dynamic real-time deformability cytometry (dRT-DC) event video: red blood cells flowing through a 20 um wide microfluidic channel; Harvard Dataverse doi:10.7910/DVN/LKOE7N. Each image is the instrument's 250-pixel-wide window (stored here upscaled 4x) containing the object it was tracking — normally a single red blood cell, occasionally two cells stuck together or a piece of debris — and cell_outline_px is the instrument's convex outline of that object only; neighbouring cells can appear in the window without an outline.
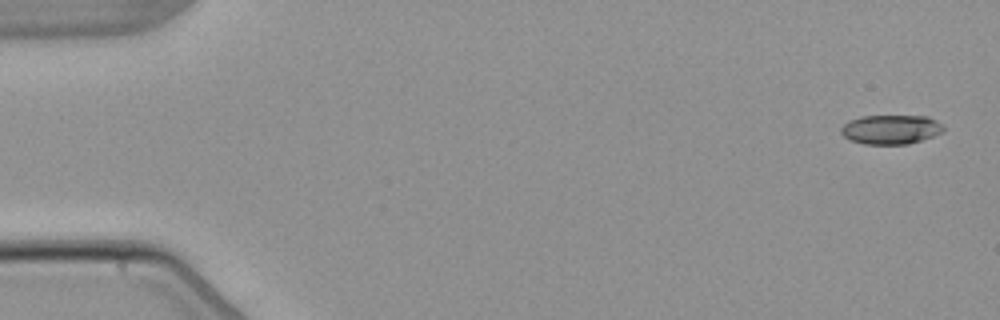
{"species": "common noctule bat (a hibernating species)", "species_latin": "Nyctalus noctula", "temperature_condition": "warm", "stored_images_in_passage": 6, "camera_frame_rate_fps": 3000, "um_per_image_px": 0.085, "animal": {"sex": "male", "body_mass_g": 21.5, "forearm_length_mm": 52.0}, "frame": {"image": 1, "passage_image": 1, "time_ms": 0.0, "image_size_px": [1000, 320], "cell_outline_px": [[944, 132], [908, 144], [864, 144], [848, 140], [840, 132], [840, 128], [848, 120], [860, 116], [928, 116], [936, 120], [944, 128]], "centroid_in_image_um": [75.68, 11.0], "position_along_channel_um": 9.3, "area_um2": 17.57}}
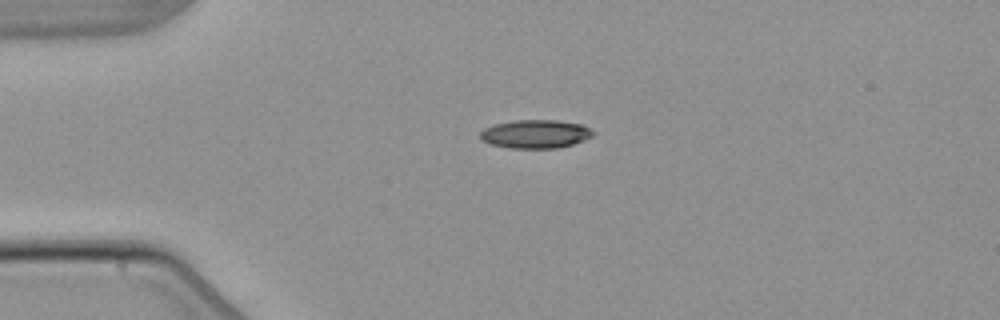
{"frame": {"image": 2, "passage_image": 4, "time_ms": 3.667, "image_size_px": [1000, 320], "cell_outline_px": [[596, 132], [592, 136], [584, 140], [572, 144], [556, 148], [508, 148], [488, 144], [480, 136], [480, 132], [484, 128], [496, 124], [512, 120], [556, 120], [584, 124]], "centroid_in_image_um": [45.53, 11.38], "position_along_channel_um": 39.5, "area_um2": 18.84}}
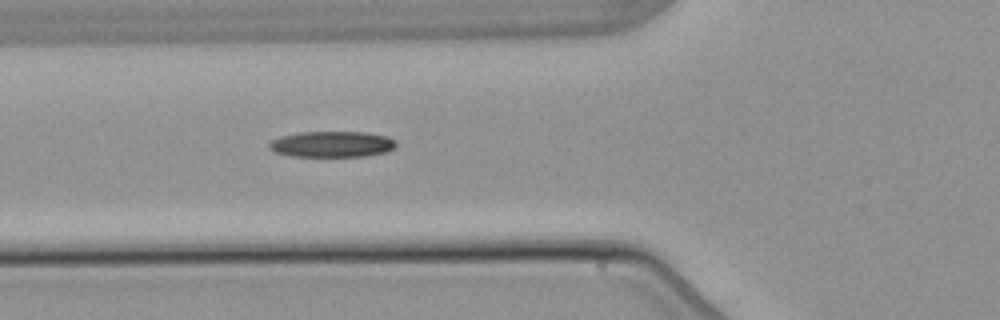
{"frame": {"image": 3, "passage_image": 6, "time_ms": 6.0, "image_size_px": [1000, 320], "cell_outline_px": [[396, 148], [384, 152], [364, 156], [292, 156], [276, 152], [268, 144], [272, 140], [280, 136], [300, 132], [368, 132], [388, 136], [396, 140]], "centroid_in_image_um": [28.27, 12.24], "position_along_channel_um": 97.5, "area_um2": 19.13}}